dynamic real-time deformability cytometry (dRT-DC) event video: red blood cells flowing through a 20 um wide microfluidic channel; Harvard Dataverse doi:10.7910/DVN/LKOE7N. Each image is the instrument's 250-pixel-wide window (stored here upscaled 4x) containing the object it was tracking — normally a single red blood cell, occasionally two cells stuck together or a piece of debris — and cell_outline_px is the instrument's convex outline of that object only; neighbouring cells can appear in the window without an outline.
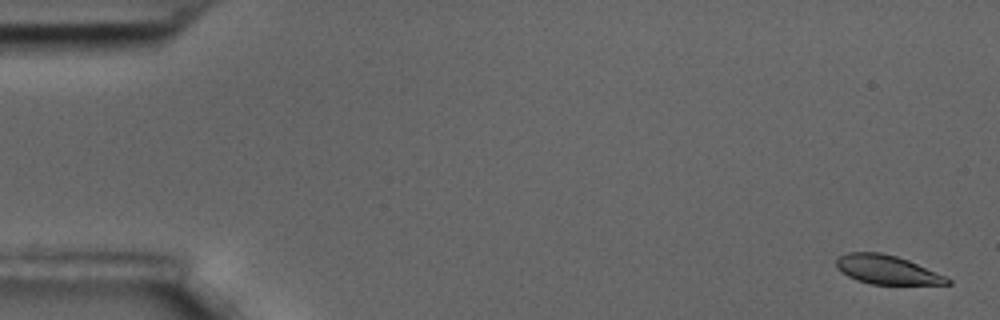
{"species": "common noctule bat (a hibernating species)", "species_latin": "Nyctalus noctula", "temperature_condition": "room temperature", "stored_images_in_passage": 59, "camera_frame_rate_fps": 3000, "um_per_image_px": 0.085, "animal": {"sex": "male", "body_mass_g": 17.5, "forearm_length_mm": 52.3}, "frame": {"image": 1, "passage_image": 2, "time_ms": 0.333, "image_size_px": [1000, 320], "cell_outline_px": [[952, 284], [872, 284], [856, 280], [840, 272], [836, 268], [836, 260], [840, 256], [848, 252], [880, 252], [896, 256], [908, 260], [944, 276], [952, 280]], "centroid_in_image_um": [75.34, 22.92], "position_along_channel_um": 9.7, "area_um2": 18.55}}
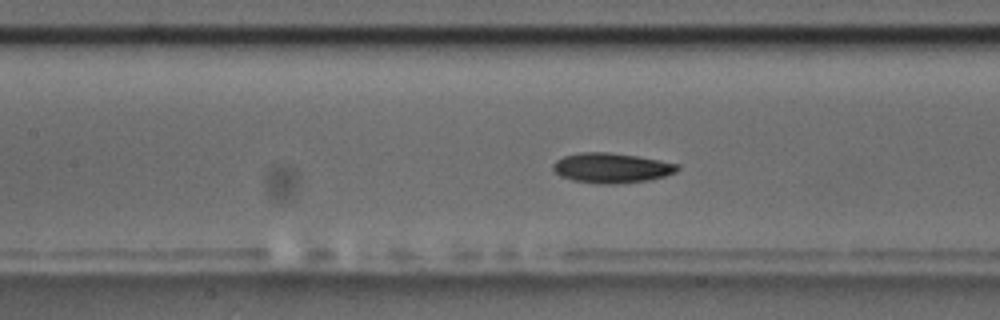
{"frame": {"image": 2, "passage_image": 27, "time_ms": 8.667, "image_size_px": [1000, 320], "cell_outline_px": [[680, 168], [676, 172], [652, 180], [616, 184], [600, 184], [572, 180], [560, 176], [552, 168], [552, 164], [556, 160], [564, 156], [580, 152], [608, 152], [636, 156], [680, 164]], "centroid_in_image_um": [51.98, 14.28], "position_along_channel_um": 155.4, "area_um2": 21.85}}
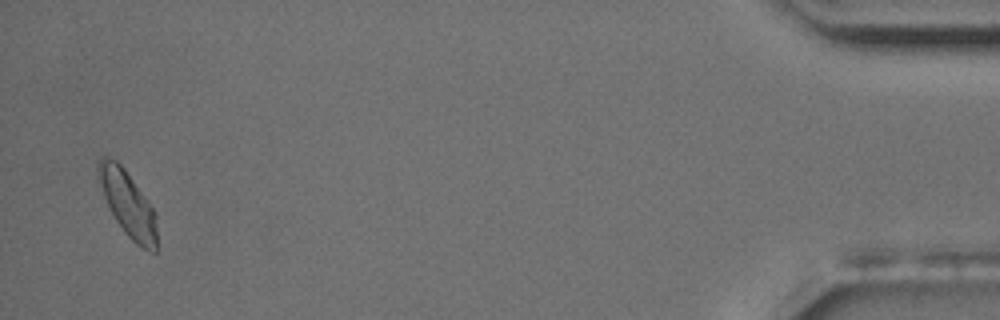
{"frame": {"image": 3, "passage_image": 58, "time_ms": 19.0, "image_size_px": [1000, 320], "cell_outline_px": [[156, 252], [148, 252], [140, 248], [124, 232], [116, 220], [104, 196], [96, 176], [96, 164], [100, 156], [108, 156], [116, 160], [124, 168], [156, 212]], "centroid_in_image_um": [10.84, 17.29], "position_along_channel_um": 424.4, "area_um2": 22.43}, "authors_computed_cell_mechanics": {"area_um2": 20.6346, "velocity_mm_per_s": 3.4231, "shape_relaxation_time_tau1_ms": 2.0424, "shape_relaxation_time_tau2_ms": 4.6313, "deformation_change_tau1": 0.1102, "deformation_change_tau2": 0.0832}}